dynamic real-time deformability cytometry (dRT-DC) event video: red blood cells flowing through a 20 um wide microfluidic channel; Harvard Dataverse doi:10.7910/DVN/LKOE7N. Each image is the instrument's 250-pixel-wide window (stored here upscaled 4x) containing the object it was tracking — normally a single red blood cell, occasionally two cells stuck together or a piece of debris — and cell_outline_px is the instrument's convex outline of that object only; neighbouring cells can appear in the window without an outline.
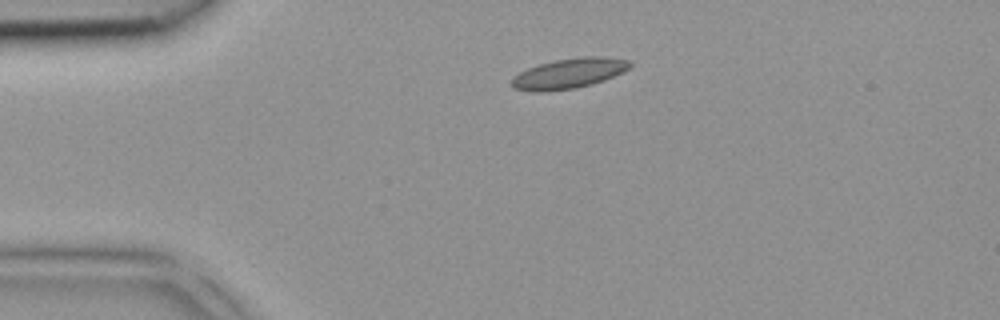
{"species": "common noctule bat (a hibernating species)", "species_latin": "Nyctalus noctula", "temperature_condition": "room temperature", "stored_images_in_passage": 3, "camera_frame_rate_fps": 3000, "um_per_image_px": 0.085, "animal": {"sex": "female", "body_mass_g": 18.4}, "frame": {"image": 1, "passage_image": 3, "time_ms": 0.667, "image_size_px": [1000, 320], "cell_outline_px": [[632, 64], [624, 72], [604, 80], [592, 84], [576, 88], [540, 92], [532, 92], [516, 88], [512, 84], [512, 80], [520, 72], [528, 68], [540, 64], [556, 60], [580, 56], [604, 56], [628, 60]], "centroid_in_image_um": [48.4, 6.23], "position_along_channel_um": 36.6, "area_um2": 20.63}}